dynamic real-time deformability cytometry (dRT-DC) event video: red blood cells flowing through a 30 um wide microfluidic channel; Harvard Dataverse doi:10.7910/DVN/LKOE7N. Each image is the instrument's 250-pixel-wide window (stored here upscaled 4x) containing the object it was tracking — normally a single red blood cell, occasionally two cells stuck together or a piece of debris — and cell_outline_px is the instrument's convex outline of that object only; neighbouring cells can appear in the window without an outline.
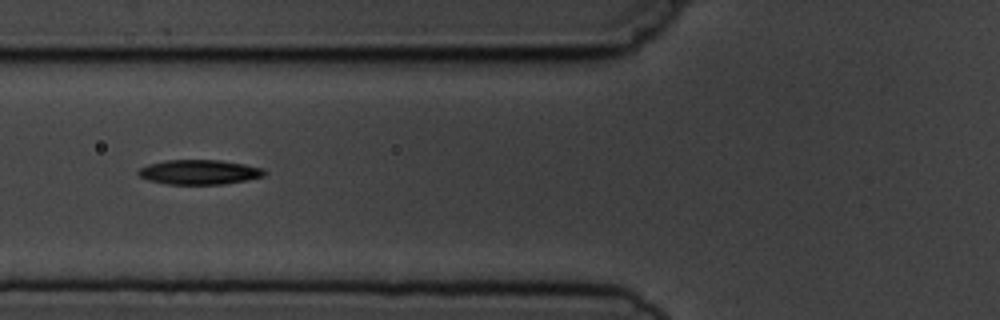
{"species": "common noctule bat (a hibernating species)", "species_latin": "Nyctalus noctula", "temperature_condition": "cold", "stored_images_in_passage": 4, "camera_frame_rate_fps": 3000, "um_per_image_px": 0.085, "animal": {"sex": "male", "body_mass_g": 19.5, "forearm_length_mm": 54.6}, "frame": {"image": 1, "passage_image": 4, "time_ms": 3.333, "image_size_px": [1000, 320], "cell_outline_px": [[268, 172], [264, 176], [248, 180], [224, 184], [168, 184], [148, 180], [140, 176], [136, 172], [140, 168], [148, 164], [164, 160], [220, 160], [244, 164], [264, 168]], "centroid_in_image_um": [16.97, 14.62], "position_along_channel_um": 108.8, "area_um2": 18.26}}